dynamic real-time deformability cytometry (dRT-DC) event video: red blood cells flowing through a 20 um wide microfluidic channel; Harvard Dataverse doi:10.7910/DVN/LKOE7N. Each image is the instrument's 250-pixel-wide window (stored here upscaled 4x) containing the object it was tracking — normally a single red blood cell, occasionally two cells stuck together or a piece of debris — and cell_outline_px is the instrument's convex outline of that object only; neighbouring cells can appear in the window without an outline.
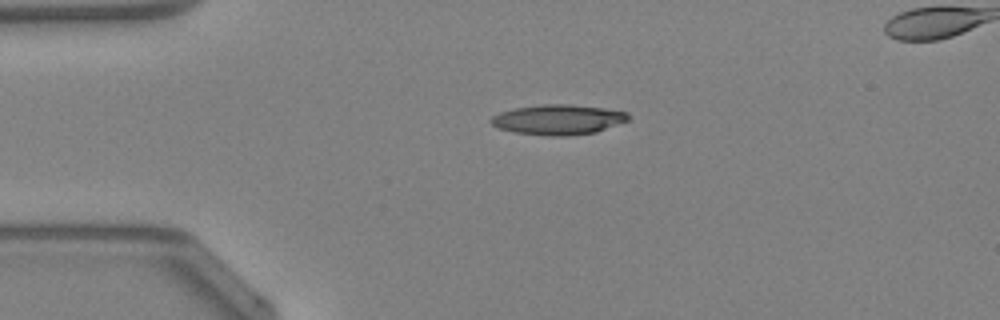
{"species": "Egyptian fruit bat (a non-hibernating species)", "species_latin": "Rousettus aegyptiacus", "temperature_condition": "warm", "stored_images_in_passage": 38, "camera_frame_rate_fps": 3000, "um_per_image_px": 0.085, "animal": {"sex": "female"}, "frame": {"image": 1, "passage_image": 1, "time_ms": 0.0, "image_size_px": [1000, 320], "cell_outline_px": [[628, 120], [596, 132], [568, 136], [552, 136], [512, 132], [500, 128], [492, 124], [488, 120], [492, 116], [500, 112], [512, 108], [544, 104], [568, 104], [604, 108], [628, 112]], "centroid_in_image_um": [47.41, 10.16], "position_along_channel_um": 37.6, "area_um2": 24.04}}
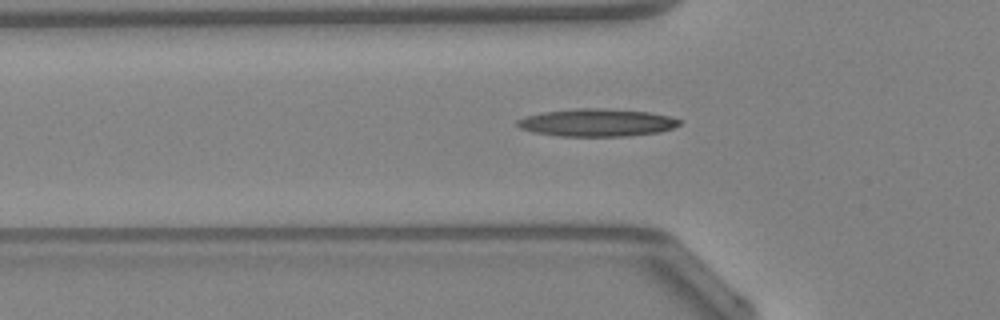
{"frame": {"image": 2, "passage_image": 6, "time_ms": 1.667, "image_size_px": [1000, 320], "cell_outline_px": [[684, 120], [680, 124], [672, 128], [660, 132], [628, 136], [560, 136], [532, 132], [520, 128], [516, 124], [516, 120], [524, 116], [540, 112], [572, 108], [600, 108], [648, 112], [668, 116]], "centroid_in_image_um": [50.7, 10.42], "position_along_channel_um": 75.1, "area_um2": 26.36}, "authors_computed_cell_mechanics": {"area_um2": 23.9292, "velocity_mm_per_s": 4.3204, "shape_relaxation_time_tau1_ms": null, "shape_relaxation_time_tau2_ms": 6.0349, "deformation_change_tau1": null, "deformation_change_tau2": 0.2293}}